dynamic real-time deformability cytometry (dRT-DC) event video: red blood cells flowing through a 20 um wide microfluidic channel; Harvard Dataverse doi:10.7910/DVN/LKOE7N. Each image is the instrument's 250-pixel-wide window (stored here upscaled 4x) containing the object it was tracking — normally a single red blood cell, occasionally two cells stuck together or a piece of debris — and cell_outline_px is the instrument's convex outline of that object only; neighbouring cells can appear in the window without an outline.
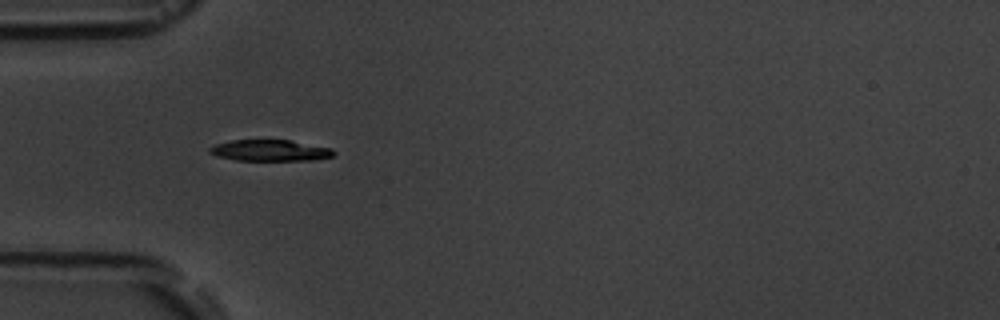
{"species": "common noctule bat (a hibernating species)", "species_latin": "Nyctalus noctula", "temperature_condition": "room temperature", "stored_images_in_passage": 6, "camera_frame_rate_fps": 3000, "um_per_image_px": 0.085, "animal": {"sex": "male", "body_mass_g": 19.5, "forearm_length_mm": 54.6}, "frame": {"image": 1, "passage_image": 5, "time_ms": 6.333, "image_size_px": [1000, 320], "cell_outline_px": [[336, 152], [332, 156], [312, 160], [236, 160], [216, 156], [208, 152], [208, 148], [216, 144], [232, 140], [288, 140], [332, 148]], "centroid_in_image_um": [22.93, 12.79], "position_along_channel_um": 62.1, "area_um2": 15.26}}
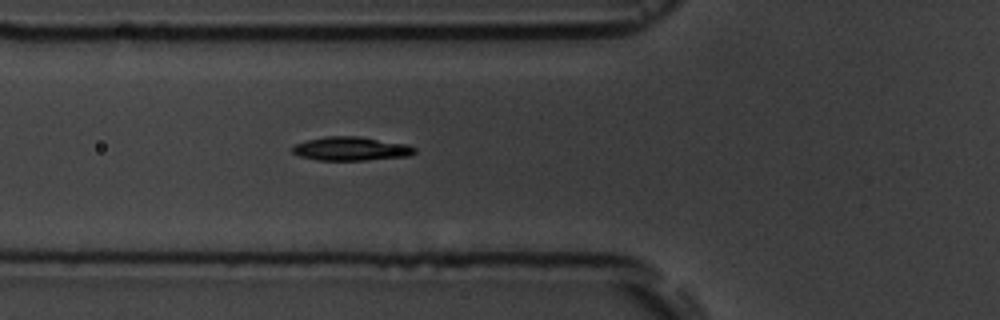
{"frame": {"image": 2, "passage_image": 6, "time_ms": 7.333, "image_size_px": [1000, 320], "cell_outline_px": [[416, 152], [408, 156], [364, 160], [316, 160], [300, 156], [292, 152], [292, 148], [296, 144], [308, 140], [324, 136], [360, 136], [408, 144], [416, 148]], "centroid_in_image_um": [29.86, 12.63], "position_along_channel_um": 95.9, "area_um2": 16.94}}